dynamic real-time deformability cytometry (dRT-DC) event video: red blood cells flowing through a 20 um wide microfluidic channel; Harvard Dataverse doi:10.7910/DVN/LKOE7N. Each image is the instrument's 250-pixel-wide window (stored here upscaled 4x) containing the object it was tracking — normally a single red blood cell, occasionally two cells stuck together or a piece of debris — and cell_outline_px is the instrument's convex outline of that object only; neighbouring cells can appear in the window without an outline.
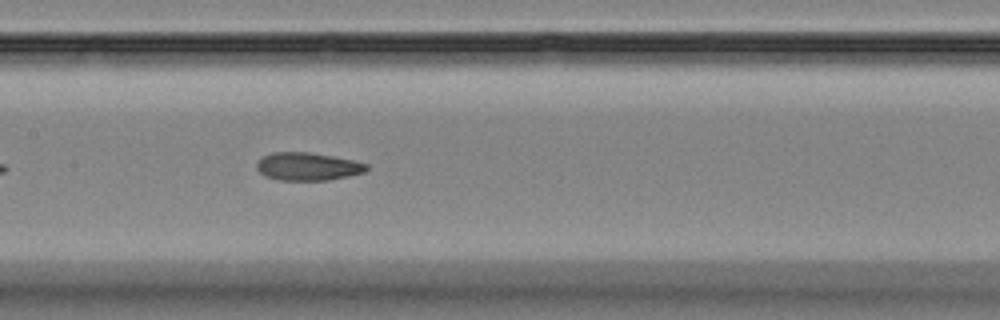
{"species": "Egyptian fruit bat (a non-hibernating species)", "species_latin": "Rousettus aegyptiacus", "temperature_condition": "room temperature", "stored_images_in_passage": 8, "camera_frame_rate_fps": 3000, "um_per_image_px": 0.085, "animal": {"sex": "female"}, "frame": {"image": 1, "passage_image": 8, "time_ms": 8.333, "image_size_px": [1000, 320], "cell_outline_px": [[368, 168], [364, 172], [348, 176], [328, 180], [280, 180], [264, 176], [256, 168], [256, 164], [264, 156], [272, 152], [308, 152], [332, 156], [352, 160], [368, 164]], "centroid_in_image_um": [26.14, 14.15], "position_along_channel_um": 181.3, "area_um2": 17.74}}